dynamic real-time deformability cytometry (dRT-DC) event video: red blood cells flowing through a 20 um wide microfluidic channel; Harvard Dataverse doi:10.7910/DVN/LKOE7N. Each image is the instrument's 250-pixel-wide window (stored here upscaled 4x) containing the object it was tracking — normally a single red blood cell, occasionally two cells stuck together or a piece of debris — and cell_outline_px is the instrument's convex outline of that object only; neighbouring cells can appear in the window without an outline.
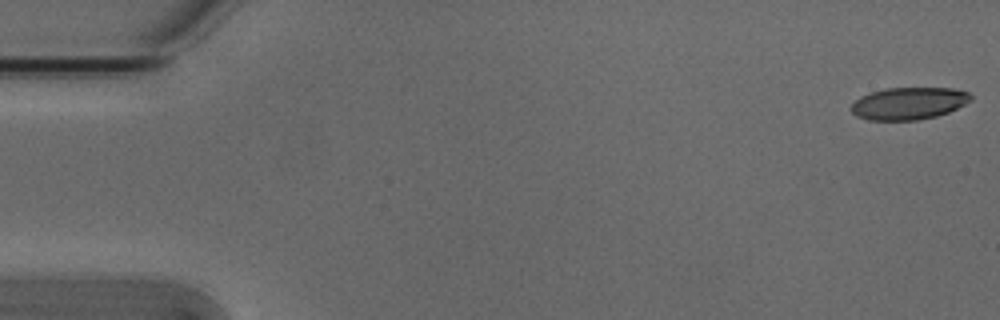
{"species": "Egyptian fruit bat (a non-hibernating species)", "species_latin": "Rousettus aegyptiacus", "temperature_condition": "cold", "stored_images_in_passage": 5, "camera_frame_rate_fps": 3000, "um_per_image_px": 0.085, "animal": {"sex": "male"}, "frame": {"image": 1, "passage_image": 1, "time_ms": 0.0, "image_size_px": [1000, 320], "cell_outline_px": [[972, 100], [948, 112], [936, 116], [916, 120], [868, 120], [856, 116], [852, 112], [852, 104], [860, 96], [884, 88], [952, 88], [968, 92], [972, 96]], "centroid_in_image_um": [77.24, 8.78], "position_along_channel_um": 7.8, "area_um2": 22.37}}
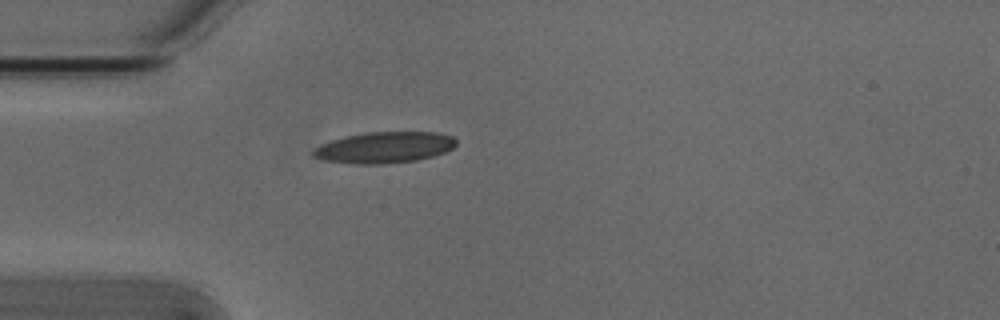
{"frame": {"image": 2, "passage_image": 5, "time_ms": 1.333, "image_size_px": [1000, 320], "cell_outline_px": [[456, 144], [452, 148], [444, 152], [432, 156], [416, 160], [384, 164], [356, 164], [324, 160], [312, 156], [312, 152], [320, 144], [332, 140], [364, 132], [440, 132], [452, 136], [456, 140]], "centroid_in_image_um": [32.68, 12.53], "position_along_channel_um": 52.3, "area_um2": 25.89}}